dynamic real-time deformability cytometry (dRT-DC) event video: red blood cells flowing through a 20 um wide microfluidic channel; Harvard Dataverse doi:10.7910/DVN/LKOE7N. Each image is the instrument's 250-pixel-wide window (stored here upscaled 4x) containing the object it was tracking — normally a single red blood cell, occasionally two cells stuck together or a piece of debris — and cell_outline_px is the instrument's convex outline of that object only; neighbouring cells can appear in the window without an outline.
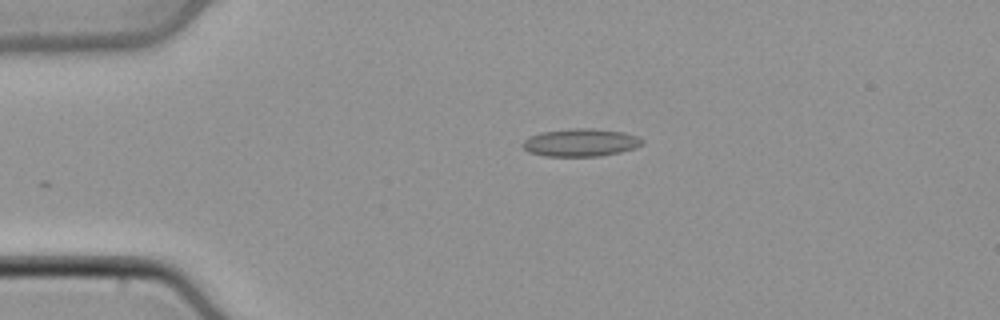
{"species": "common noctule bat (a hibernating species)", "species_latin": "Nyctalus noctula", "temperature_condition": "cold", "stored_images_in_passage": 39, "camera_frame_rate_fps": 3000, "um_per_image_px": 0.085, "animal": {"sex": "male", "body_mass_g": 21.5, "forearm_length_mm": 52.0}, "frame": {"image": 1, "passage_image": 1, "time_ms": 0.0, "image_size_px": [1000, 320], "cell_outline_px": [[644, 144], [636, 148], [620, 152], [600, 156], [544, 156], [528, 152], [520, 144], [528, 136], [540, 132], [568, 128], [596, 128], [624, 132], [636, 136], [644, 140]], "centroid_in_image_um": [49.34, 12.11], "position_along_channel_um": 35.7, "area_um2": 19.71}}
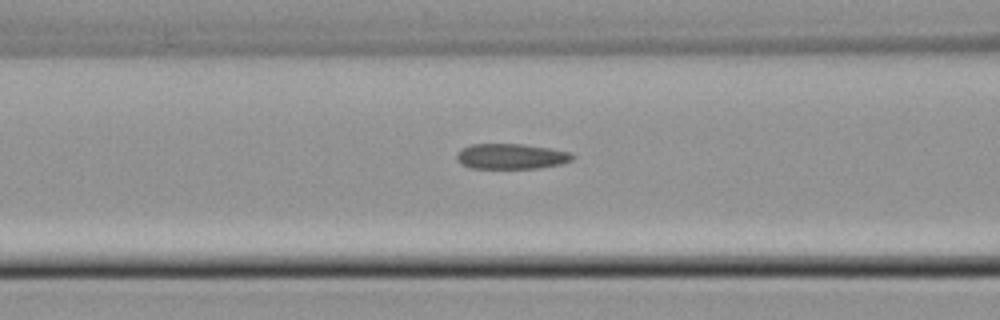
{"frame": {"image": 2, "passage_image": 10, "time_ms": 3.0, "image_size_px": [1000, 320], "cell_outline_px": [[576, 156], [572, 160], [560, 164], [540, 168], [472, 168], [460, 164], [456, 160], [456, 152], [460, 148], [472, 144], [524, 144], [572, 152]], "centroid_in_image_um": [43.43, 13.29], "position_along_channel_um": 123.2, "area_um2": 17.34}}
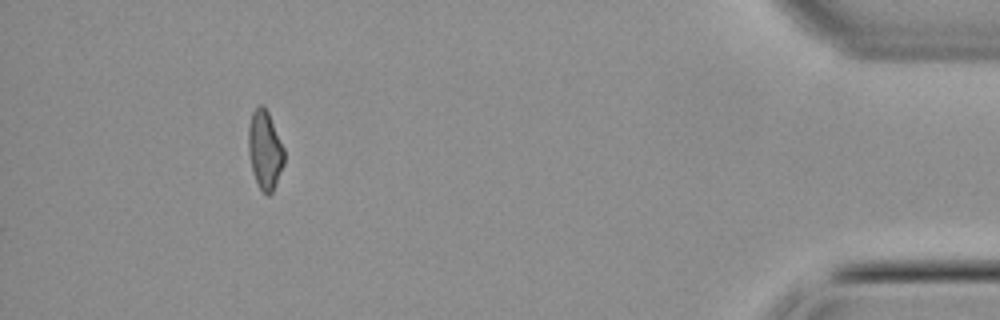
{"frame": {"image": 3, "passage_image": 35, "time_ms": 11.333, "image_size_px": [1000, 320], "cell_outline_px": [[284, 164], [276, 184], [272, 192], [268, 196], [260, 188], [252, 172], [248, 152], [248, 124], [252, 112], [260, 104], [264, 104], [268, 112], [284, 148]], "centroid_in_image_um": [22.5, 12.73], "position_along_channel_um": 412.7, "area_um2": 16.47}}